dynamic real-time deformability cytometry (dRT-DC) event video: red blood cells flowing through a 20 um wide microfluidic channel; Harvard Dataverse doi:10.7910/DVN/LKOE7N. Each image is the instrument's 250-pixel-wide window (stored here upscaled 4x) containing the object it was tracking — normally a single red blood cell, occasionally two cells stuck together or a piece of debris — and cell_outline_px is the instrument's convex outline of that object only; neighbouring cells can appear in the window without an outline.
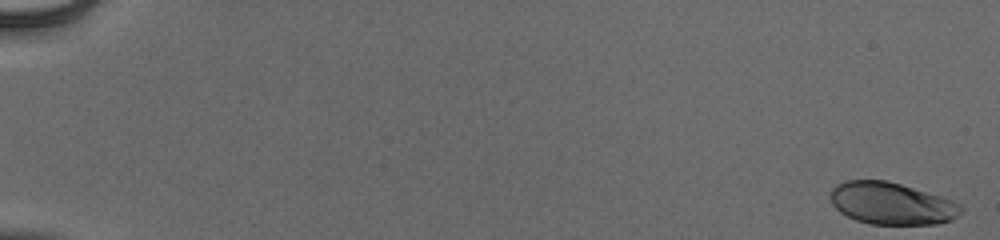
{"species": "human", "species_latin": "Homo sapiens", "temperature_condition": "cold", "stored_images_in_passage": 55, "camera_frame_rate_fps": 3000, "um_per_image_px": 0.085, "donor": {"sex": "male"}, "frame": {"image": 1, "passage_image": 1, "time_ms": 0.0, "image_size_px": [1000, 240], "cell_outline_px": [[964, 208], [960, 216], [952, 220], [936, 224], [868, 224], [856, 220], [840, 212], [832, 204], [832, 188], [836, 184], [844, 180], [888, 180], [940, 196], [952, 200]], "centroid_in_image_um": [75.8, 17.29], "position_along_channel_um": 9.2, "area_um2": 32.08}}
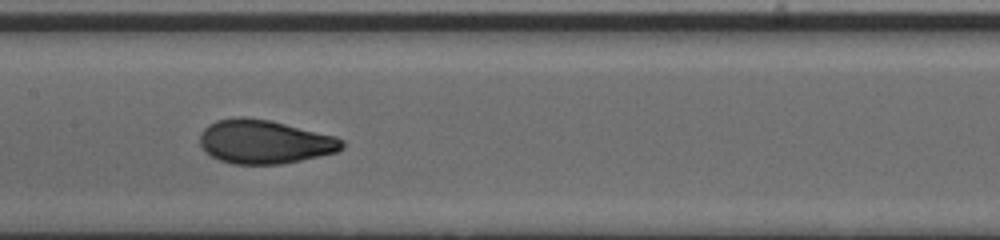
{"frame": {"image": 2, "passage_image": 30, "time_ms": 9.667, "image_size_px": [1000, 240], "cell_outline_px": [[344, 148], [336, 152], [320, 156], [280, 164], [232, 164], [220, 160], [204, 152], [200, 144], [200, 132], [208, 124], [216, 120], [236, 116], [244, 116], [272, 120], [336, 136], [344, 140]], "centroid_in_image_um": [22.47, 12.03], "position_along_channel_um": 184.9, "area_um2": 36.7}}
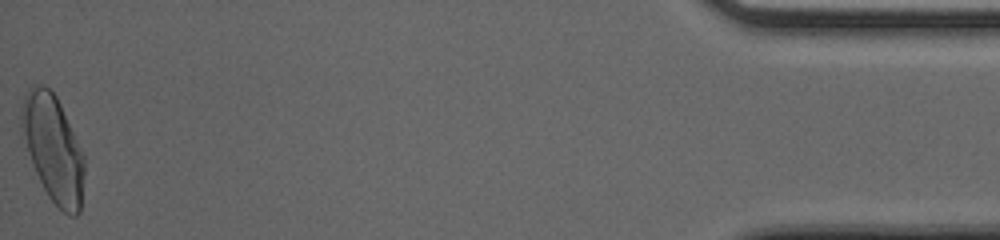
{"frame": {"image": 3, "passage_image": 55, "time_ms": 18.0, "image_size_px": [1000, 240], "cell_outline_px": [[84, 172], [80, 212], [76, 216], [68, 216], [48, 196], [32, 164], [20, 124], [20, 108], [24, 96], [28, 88], [36, 84], [44, 84], [56, 96], [60, 104], [84, 156]], "centroid_in_image_um": [4.5, 12.6], "position_along_channel_um": 430.7, "area_um2": 38.61}, "authors_computed_cell_mechanics": {"area_um2": 35.4314, "velocity_mm_per_s": 3.9312, "shape_relaxation_time_tau1_ms": 4.7837, "shape_relaxation_time_tau2_ms": null, "deformation_change_tau1": 0.1907, "deformation_change_tau2": null}}